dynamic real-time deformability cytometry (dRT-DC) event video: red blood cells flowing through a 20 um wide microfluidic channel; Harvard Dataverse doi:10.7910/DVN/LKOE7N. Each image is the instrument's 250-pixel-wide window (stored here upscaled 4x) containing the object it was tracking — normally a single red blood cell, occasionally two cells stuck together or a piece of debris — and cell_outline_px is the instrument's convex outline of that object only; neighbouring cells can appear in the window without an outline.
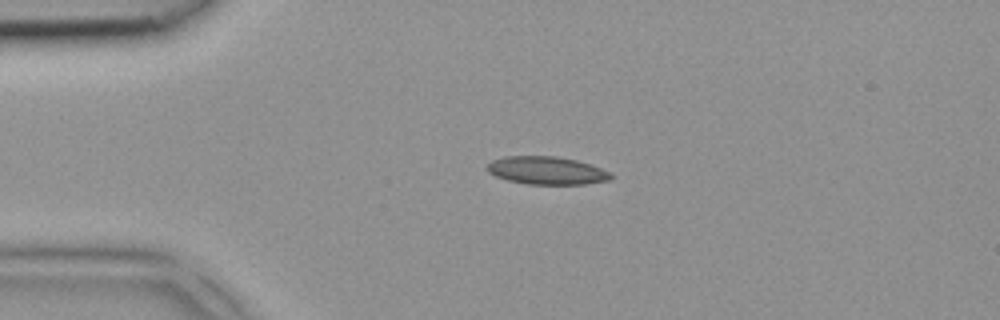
{"species": "common noctule bat (a hibernating species)", "species_latin": "Nyctalus noctula", "temperature_condition": "room temperature", "stored_images_in_passage": 3, "camera_frame_rate_fps": 3000, "um_per_image_px": 0.085, "animal": {"sex": "female", "body_mass_g": 18.4}, "frame": {"image": 1, "passage_image": 2, "time_ms": 0.333, "image_size_px": [1000, 320], "cell_outline_px": [[612, 176], [608, 180], [584, 184], [528, 184], [508, 180], [496, 176], [488, 172], [484, 168], [492, 160], [504, 156], [556, 156], [576, 160], [612, 172]], "centroid_in_image_um": [46.43, 14.49], "position_along_channel_um": 38.6, "area_um2": 20.06}}